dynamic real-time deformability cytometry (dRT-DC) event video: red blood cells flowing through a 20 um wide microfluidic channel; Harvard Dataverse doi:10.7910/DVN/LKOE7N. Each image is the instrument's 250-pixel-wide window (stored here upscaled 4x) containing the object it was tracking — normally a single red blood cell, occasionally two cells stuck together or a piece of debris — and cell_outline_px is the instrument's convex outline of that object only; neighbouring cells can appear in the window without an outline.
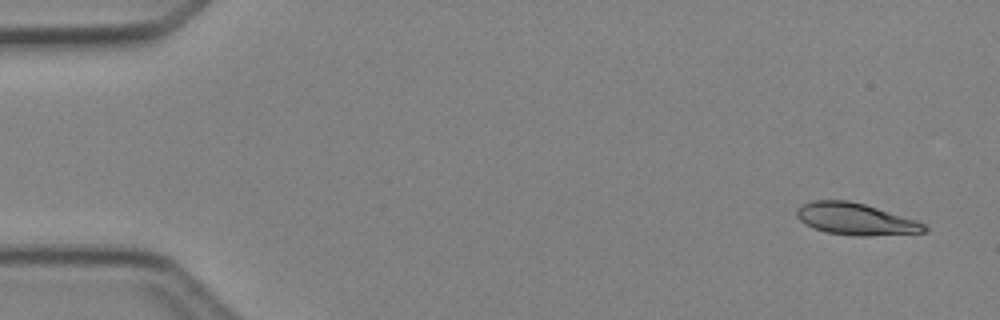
{"species": "Egyptian fruit bat (a non-hibernating species)", "species_latin": "Rousettus aegyptiacus", "temperature_condition": "cold", "stored_images_in_passage": 4, "camera_frame_rate_fps": 3000, "um_per_image_px": 0.085, "animal": {"sex": "female"}, "frame": {"image": 1, "passage_image": 1, "time_ms": 0.0, "image_size_px": [1000, 320], "cell_outline_px": [[928, 232], [868, 236], [856, 236], [828, 232], [812, 228], [804, 224], [796, 216], [796, 212], [800, 204], [812, 200], [848, 200], [864, 204], [916, 220], [924, 224], [928, 228]], "centroid_in_image_um": [72.7, 18.62], "position_along_channel_um": 12.3, "area_um2": 23.7}}
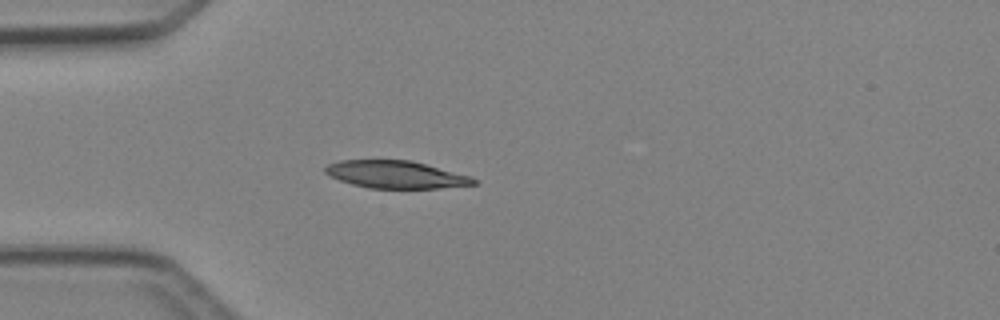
{"frame": {"image": 2, "passage_image": 4, "time_ms": 3.667, "image_size_px": [1000, 320], "cell_outline_px": [[476, 184], [436, 188], [368, 188], [352, 184], [328, 176], [324, 172], [324, 168], [328, 164], [340, 160], [412, 160], [472, 176], [476, 180]], "centroid_in_image_um": [33.63, 14.83], "position_along_channel_um": 51.4, "area_um2": 23.81}}